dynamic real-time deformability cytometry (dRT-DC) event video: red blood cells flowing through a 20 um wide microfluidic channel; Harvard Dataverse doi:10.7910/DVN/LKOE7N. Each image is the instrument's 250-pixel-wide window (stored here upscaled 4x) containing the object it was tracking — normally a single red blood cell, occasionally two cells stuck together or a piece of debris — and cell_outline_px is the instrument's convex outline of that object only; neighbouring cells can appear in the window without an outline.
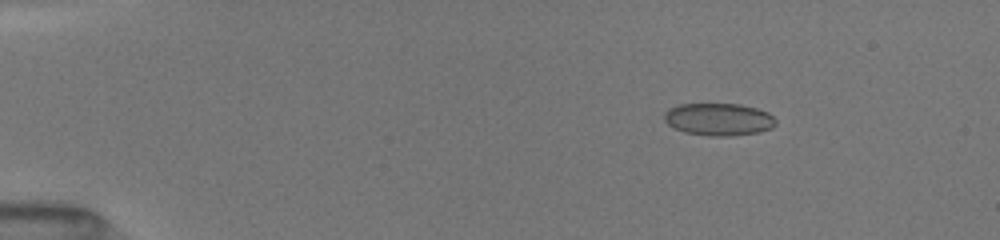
{"species": "common noctule bat (a hibernating species)", "species_latin": "Nyctalus noctula", "temperature_condition": "room temperature", "stored_images_in_passage": 34, "camera_frame_rate_fps": 3000, "um_per_image_px": 0.085, "animal": {"sex": "female", "body_mass_g": 19.5, "forearm_length_mm": 54.1}, "frame": {"image": 1, "passage_image": 5, "time_ms": 2.333, "image_size_px": [1000, 240], "cell_outline_px": [[776, 124], [772, 128], [760, 132], [732, 136], [708, 136], [684, 132], [672, 128], [664, 120], [664, 112], [668, 108], [680, 104], [740, 104], [756, 108], [768, 112], [776, 120]], "centroid_in_image_um": [61.07, 10.15], "position_along_channel_um": 23.9, "area_um2": 21.33}}
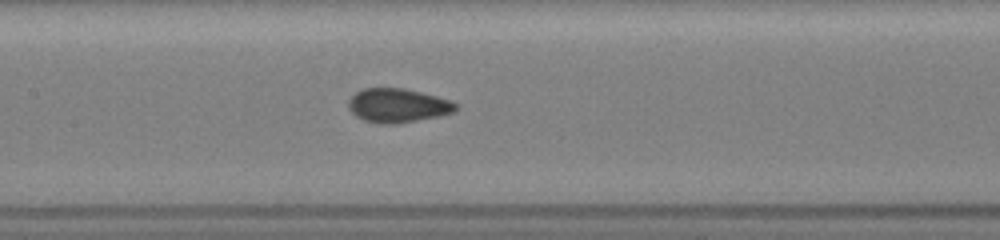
{"frame": {"image": 2, "passage_image": 21, "time_ms": 8.333, "image_size_px": [1000, 240], "cell_outline_px": [[456, 108], [452, 112], [440, 116], [396, 124], [380, 124], [364, 120], [356, 116], [348, 108], [348, 100], [356, 92], [364, 88], [404, 88], [452, 100], [456, 104]], "centroid_in_image_um": [33.79, 8.97], "position_along_channel_um": 173.6, "area_um2": 21.21}}
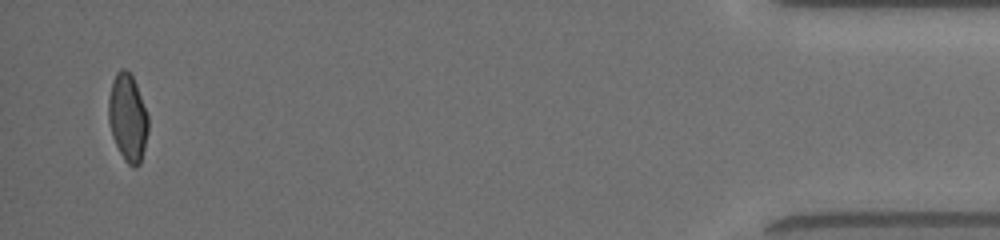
{"frame": {"image": 3, "passage_image": 34, "time_ms": 16.333, "image_size_px": [1000, 240], "cell_outline_px": [[148, 132], [140, 164], [136, 168], [132, 168], [124, 160], [112, 136], [108, 120], [108, 100], [112, 80], [116, 72], [120, 68], [128, 68], [136, 84], [148, 116]], "centroid_in_image_um": [10.85, 9.99], "position_along_channel_um": 424.4, "area_um2": 20.4}, "authors_computed_cell_mechanics": {"area_um2": 20.9814, "velocity_mm_per_s": 4.06, "shape_relaxation_time_tau1_ms": 4.915, "shape_relaxation_time_tau2_ms": 0.8048, "deformation_change_tau1": 0.1484, "deformation_change_tau2": 0.0472}}